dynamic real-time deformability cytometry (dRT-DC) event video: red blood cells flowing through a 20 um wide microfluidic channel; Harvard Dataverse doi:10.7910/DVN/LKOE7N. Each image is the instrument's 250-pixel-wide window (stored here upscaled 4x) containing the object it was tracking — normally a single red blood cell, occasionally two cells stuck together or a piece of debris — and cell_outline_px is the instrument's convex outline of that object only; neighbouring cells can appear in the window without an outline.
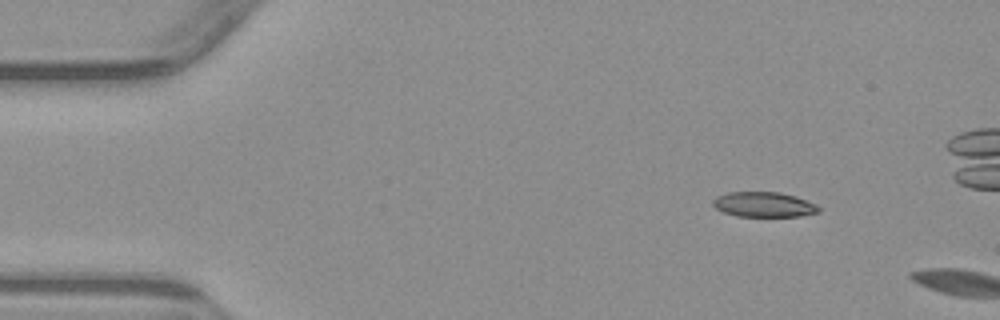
{"species": "common noctule bat (a hibernating species)", "species_latin": "Nyctalus noctula", "temperature_condition": "warm", "stored_images_in_passage": 3, "camera_frame_rate_fps": 3000, "um_per_image_px": 0.085, "animal": {"sex": "male", "body_mass_g": 23.1, "forearm_length_mm": 52.7}, "frame": {"image": 1, "passage_image": 1, "time_ms": 0.0, "image_size_px": [1000, 320], "cell_outline_px": [[820, 212], [800, 216], [736, 216], [724, 212], [716, 208], [712, 204], [712, 200], [716, 196], [728, 192], [780, 192], [796, 196], [816, 204], [820, 208]], "centroid_in_image_um": [64.92, 17.38], "position_along_channel_um": 20.1, "area_um2": 15.49}}